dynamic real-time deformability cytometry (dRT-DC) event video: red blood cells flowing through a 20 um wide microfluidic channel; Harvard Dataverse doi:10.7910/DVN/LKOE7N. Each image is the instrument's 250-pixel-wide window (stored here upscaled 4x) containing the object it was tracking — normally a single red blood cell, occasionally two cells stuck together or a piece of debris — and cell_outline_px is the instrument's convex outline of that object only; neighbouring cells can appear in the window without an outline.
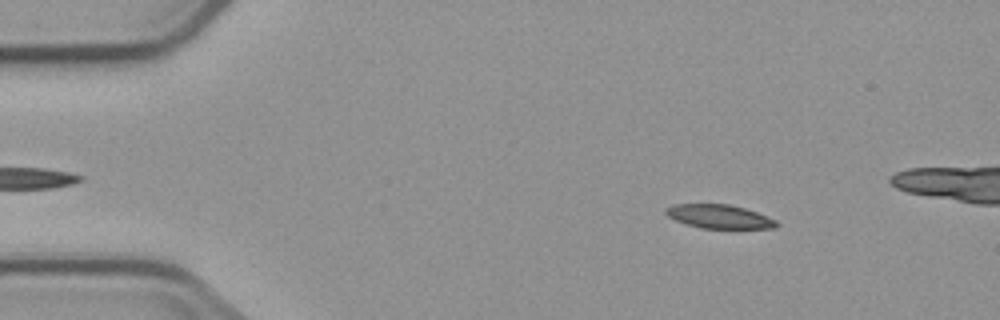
{"species": "common noctule bat (a hibernating species)", "species_latin": "Nyctalus noctula", "temperature_condition": "cold", "stored_images_in_passage": 4, "camera_frame_rate_fps": 3000, "um_per_image_px": 0.085, "animal": {"sex": "male", "body_mass_g": 23.1, "forearm_length_mm": 52.7}, "frame": {"image": 1, "passage_image": 1, "time_ms": 0.0, "image_size_px": [1000, 320], "cell_outline_px": [[780, 224], [776, 228], [700, 228], [676, 220], [668, 216], [664, 212], [664, 208], [672, 204], [728, 204], [744, 208], [756, 212], [776, 220]], "centroid_in_image_um": [61.12, 18.4], "position_along_channel_um": 23.9, "area_um2": 15.26}}